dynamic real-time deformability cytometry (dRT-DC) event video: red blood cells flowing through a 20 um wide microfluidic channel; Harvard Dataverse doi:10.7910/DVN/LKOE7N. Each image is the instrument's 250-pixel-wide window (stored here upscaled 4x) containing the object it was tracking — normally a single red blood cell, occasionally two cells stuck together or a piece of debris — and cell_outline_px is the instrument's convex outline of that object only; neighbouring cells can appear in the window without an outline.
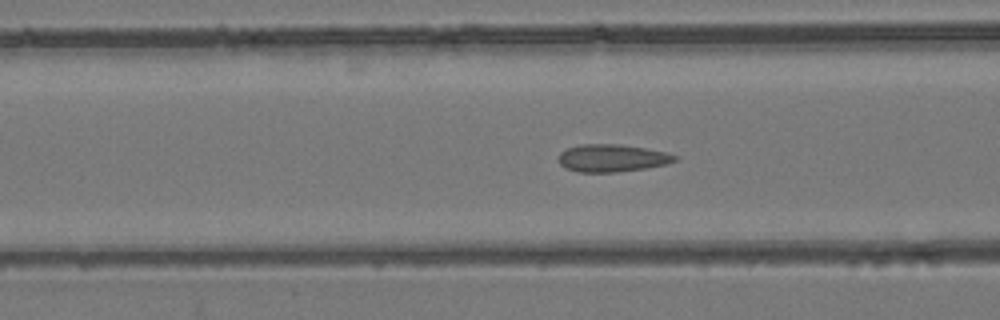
{"species": "common noctule bat (a hibernating species)", "species_latin": "Nyctalus noctula", "temperature_condition": "room temperature", "stored_images_in_passage": 54, "camera_frame_rate_fps": 3000, "um_per_image_px": 0.085, "animal": {"sex": "female", "body_mass_g": 24.6, "forearm_length_mm": 56.2}, "frame": {"image": 1, "passage_image": 22, "time_ms": 7.0, "image_size_px": [1000, 320], "cell_outline_px": [[680, 156], [676, 160], [664, 164], [644, 168], [616, 172], [576, 172], [564, 168], [556, 160], [556, 156], [560, 152], [568, 148], [580, 144], [620, 144], [644, 148], [664, 152]], "centroid_in_image_um": [51.94, 13.43], "position_along_channel_um": 114.7, "area_um2": 18.73}}
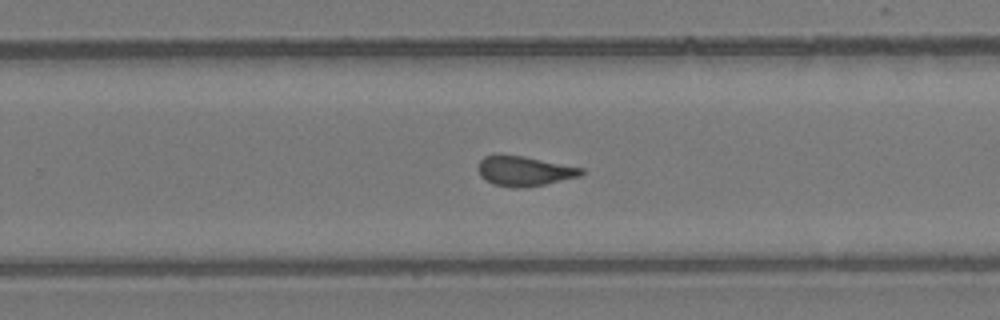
{"frame": {"image": 2, "passage_image": 35, "time_ms": 11.333, "image_size_px": [1000, 320], "cell_outline_px": [[584, 172], [580, 176], [544, 184], [524, 188], [512, 188], [492, 184], [480, 176], [476, 168], [480, 160], [484, 156], [524, 156], [584, 168]], "centroid_in_image_um": [44.55, 14.56], "position_along_channel_um": 285.3, "area_um2": 17.86}}
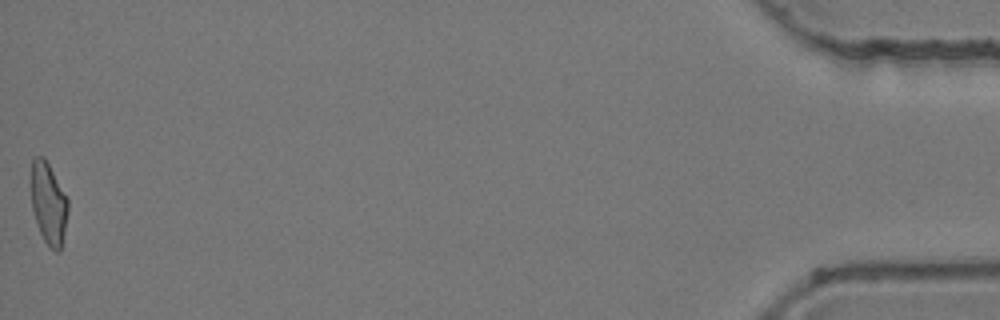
{"frame": {"image": 3, "passage_image": 54, "time_ms": 17.667, "image_size_px": [1000, 320], "cell_outline_px": [[68, 212], [60, 252], [56, 252], [44, 240], [40, 232], [32, 208], [32, 160], [36, 156], [44, 156], [68, 196]], "centroid_in_image_um": [4.15, 17.26], "position_along_channel_um": 431.0, "area_um2": 17.46}, "authors_computed_cell_mechanics": {"area_um2": 17.9758, "velocity_mm_per_s": 3.9457, "shape_relaxation_time_tau1_ms": null, "shape_relaxation_time_tau2_ms": 1.4564, "deformation_change_tau1": null, "deformation_change_tau2": 0.0918}}